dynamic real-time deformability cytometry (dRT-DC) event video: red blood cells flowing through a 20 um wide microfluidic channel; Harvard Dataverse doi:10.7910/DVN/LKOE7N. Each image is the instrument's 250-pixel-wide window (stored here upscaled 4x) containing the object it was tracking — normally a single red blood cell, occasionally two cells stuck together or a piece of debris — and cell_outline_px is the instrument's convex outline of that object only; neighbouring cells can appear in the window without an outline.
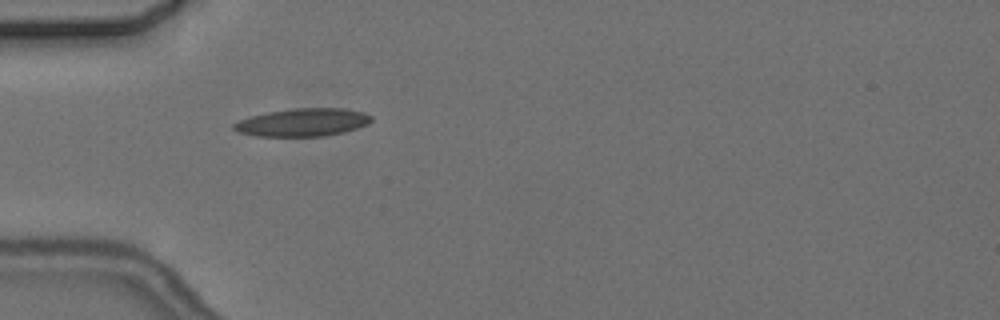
{"species": "common noctule bat (a hibernating species)", "species_latin": "Nyctalus noctula", "temperature_condition": "cold", "stored_images_in_passage": 5, "camera_frame_rate_fps": 3000, "um_per_image_px": 0.085, "animal": {"sex": "female", "body_mass_g": 24.6, "forearm_length_mm": 56.2}, "frame": {"image": 1, "passage_image": 5, "time_ms": 4.667, "image_size_px": [1000, 320], "cell_outline_px": [[372, 120], [368, 124], [344, 132], [324, 136], [256, 136], [236, 132], [232, 128], [232, 124], [240, 120], [252, 116], [268, 112], [292, 108], [344, 108], [364, 112], [372, 116]], "centroid_in_image_um": [25.73, 10.4], "position_along_channel_um": 59.3, "area_um2": 22.43}}